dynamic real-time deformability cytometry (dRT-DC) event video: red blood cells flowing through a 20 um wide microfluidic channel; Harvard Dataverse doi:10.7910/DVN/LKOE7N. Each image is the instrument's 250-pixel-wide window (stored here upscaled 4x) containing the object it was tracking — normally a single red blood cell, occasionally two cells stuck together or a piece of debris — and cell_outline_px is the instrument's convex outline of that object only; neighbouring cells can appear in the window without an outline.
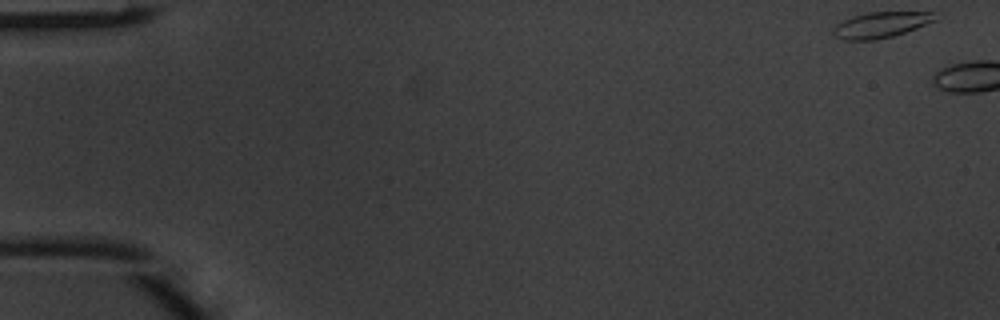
{"species": "common noctule bat (a hibernating species)", "species_latin": "Nyctalus noctula", "temperature_condition": "warm", "stored_images_in_passage": 2, "camera_frame_rate_fps": 3000, "um_per_image_px": 0.085, "animal": {"sex": "male", "body_mass_g": 20.1, "forearm_length_mm": 53.5}, "frame": {"image": 1, "passage_image": 1, "time_ms": 0.0, "image_size_px": [1000, 320], "cell_outline_px": [[936, 20], [916, 28], [892, 36], [876, 40], [844, 40], [836, 36], [832, 32], [832, 28], [836, 24], [852, 16], [868, 12], [932, 12]], "centroid_in_image_um": [74.82, 2.11], "position_along_channel_um": 10.2, "area_um2": 15.14}}